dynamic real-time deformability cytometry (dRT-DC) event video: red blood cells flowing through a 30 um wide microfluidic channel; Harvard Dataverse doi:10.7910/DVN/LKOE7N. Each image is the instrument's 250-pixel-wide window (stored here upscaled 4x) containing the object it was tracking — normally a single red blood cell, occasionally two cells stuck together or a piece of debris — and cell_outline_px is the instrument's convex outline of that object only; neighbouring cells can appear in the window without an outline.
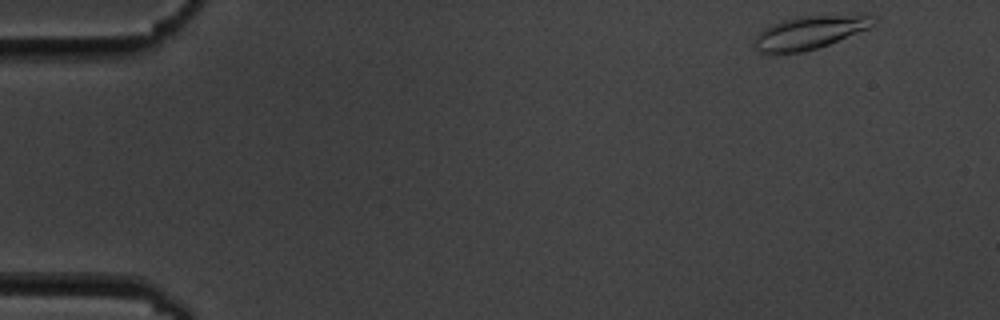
{"species": "common noctule bat (a hibernating species)", "species_latin": "Nyctalus noctula", "temperature_condition": "cold", "stored_images_in_passage": 4, "camera_frame_rate_fps": 3000, "um_per_image_px": 0.085, "animal": {"sex": "male", "body_mass_g": 19.5, "forearm_length_mm": 54.6}, "frame": {"image": 1, "passage_image": 1, "time_ms": 0.0, "image_size_px": [1000, 320], "cell_outline_px": [[876, 16], [872, 24], [868, 28], [828, 44], [816, 48], [800, 52], [768, 56], [752, 48], [752, 40], [764, 28], [772, 24], [784, 20], [804, 16]], "centroid_in_image_um": [68.64, 2.82], "position_along_channel_um": 16.4, "area_um2": 22.72}}